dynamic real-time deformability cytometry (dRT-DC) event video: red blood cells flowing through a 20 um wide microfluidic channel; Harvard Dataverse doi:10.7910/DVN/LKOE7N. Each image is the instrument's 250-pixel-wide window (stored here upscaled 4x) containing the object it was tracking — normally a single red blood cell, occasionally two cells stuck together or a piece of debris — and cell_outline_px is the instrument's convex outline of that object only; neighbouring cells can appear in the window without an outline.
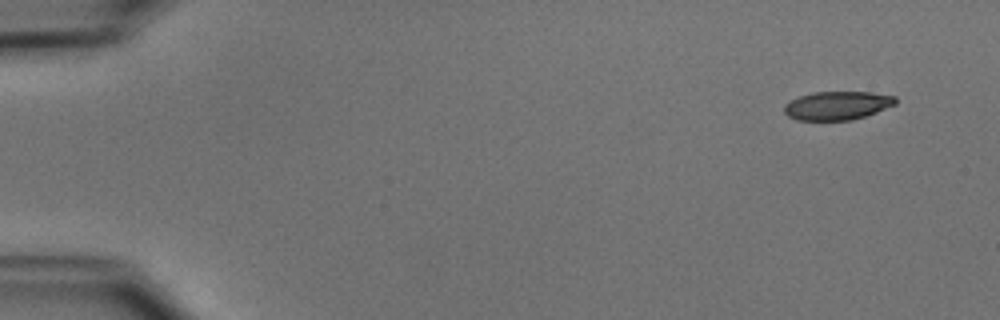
{"species": "common noctule bat (a hibernating species)", "species_latin": "Nyctalus noctula", "temperature_condition": "cold", "stored_images_in_passage": 49, "camera_frame_rate_fps": 3000, "um_per_image_px": 0.085, "animal": {"sex": "male", "body_mass_g": 15.6}, "frame": {"image": 1, "passage_image": 1, "time_ms": 0.0, "image_size_px": [1000, 320], "cell_outline_px": [[896, 104], [876, 112], [852, 120], [796, 120], [788, 116], [784, 112], [784, 104], [800, 96], [812, 92], [872, 92], [896, 96]], "centroid_in_image_um": [71.17, 8.97], "position_along_channel_um": 13.8, "area_um2": 18.5}}
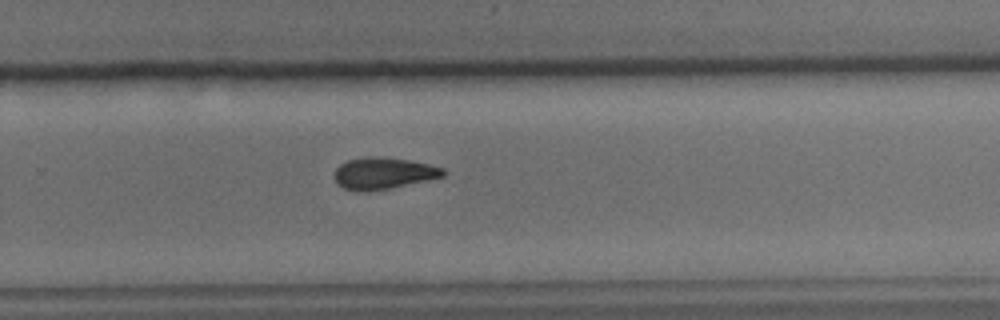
{"frame": {"image": 2, "passage_image": 32, "time_ms": 10.333, "image_size_px": [1000, 320], "cell_outline_px": [[448, 172], [444, 176], [428, 180], [368, 192], [364, 192], [344, 188], [336, 184], [332, 176], [336, 168], [340, 164], [348, 160], [364, 156], [376, 156], [408, 160], [428, 164], [444, 168]], "centroid_in_image_um": [32.55, 14.72], "position_along_channel_um": 297.2, "area_um2": 20.23}}
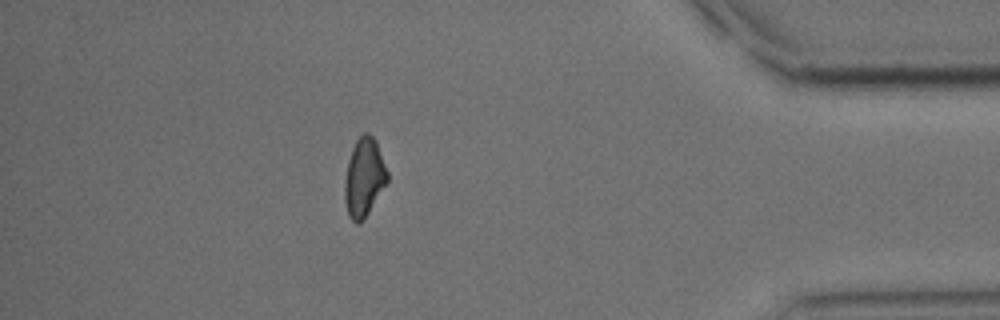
{"frame": {"image": 3, "passage_image": 43, "time_ms": 14.0, "image_size_px": [1000, 320], "cell_outline_px": [[388, 180], [368, 212], [356, 224], [348, 216], [344, 200], [344, 184], [348, 160], [352, 148], [356, 140], [364, 132], [368, 132], [376, 140], [388, 172]], "centroid_in_image_um": [30.93, 15.04], "position_along_channel_um": 404.3, "area_um2": 19.31}, "authors_computed_cell_mechanics": {"area_um2": 20.23, "velocity_mm_per_s": 3.9354, "shape_relaxation_time_tau1_ms": 4.0847, "shape_relaxation_time_tau2_ms": 10.6438, "deformation_change_tau1": 0.1121, "deformation_change_tau2": 0.1792}}